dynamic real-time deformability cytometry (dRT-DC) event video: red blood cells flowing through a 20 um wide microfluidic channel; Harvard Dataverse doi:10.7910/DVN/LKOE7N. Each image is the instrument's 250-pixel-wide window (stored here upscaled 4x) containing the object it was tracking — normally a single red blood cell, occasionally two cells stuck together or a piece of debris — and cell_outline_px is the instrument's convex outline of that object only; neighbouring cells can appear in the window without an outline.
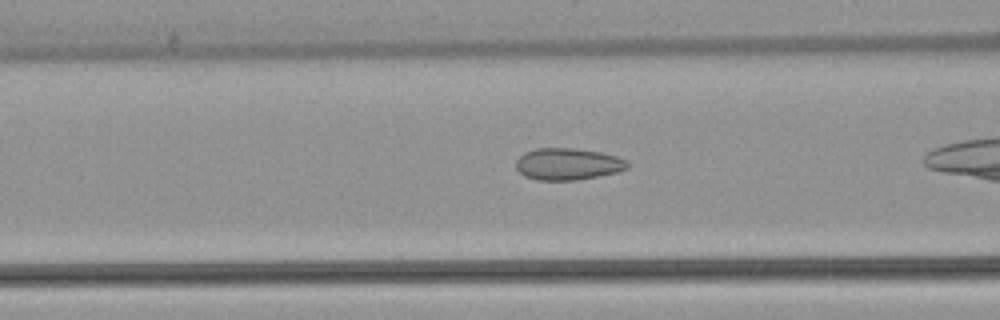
{"species": "common noctule bat (a hibernating species)", "species_latin": "Nyctalus noctula", "temperature_condition": "warm", "stored_images_in_passage": 35, "camera_frame_rate_fps": 3000, "um_per_image_px": 0.085, "animal": {"sex": "female", "body_mass_g": 22.7, "forearm_length_mm": 54.2}, "frame": {"image": 1, "passage_image": 17, "time_ms": 5.333, "image_size_px": [1000, 320], "cell_outline_px": [[628, 168], [616, 172], [600, 176], [576, 180], [536, 180], [524, 176], [516, 168], [516, 160], [524, 152], [536, 148], [572, 148], [600, 152], [616, 156], [628, 160]], "centroid_in_image_um": [48.26, 13.94], "position_along_channel_um": 118.3, "area_um2": 20.75}}
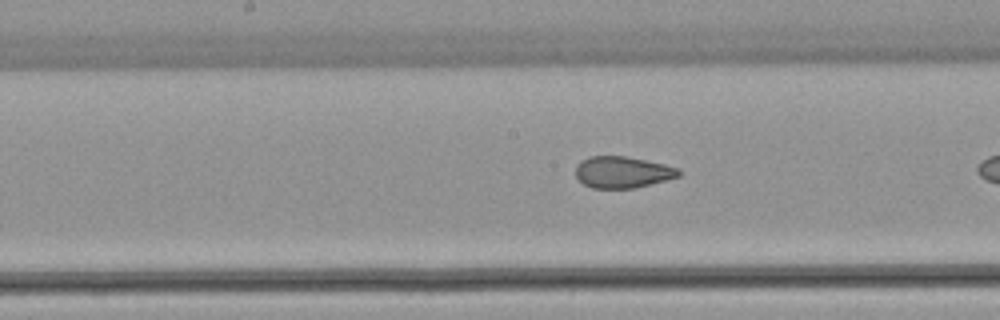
{"frame": {"image": 2, "passage_image": 23, "time_ms": 7.333, "image_size_px": [1000, 320], "cell_outline_px": [[680, 176], [636, 188], [592, 188], [584, 184], [576, 176], [576, 164], [580, 160], [588, 156], [624, 156], [664, 164], [680, 168]], "centroid_in_image_um": [52.9, 14.63], "position_along_channel_um": 195.3, "area_um2": 18.96}}
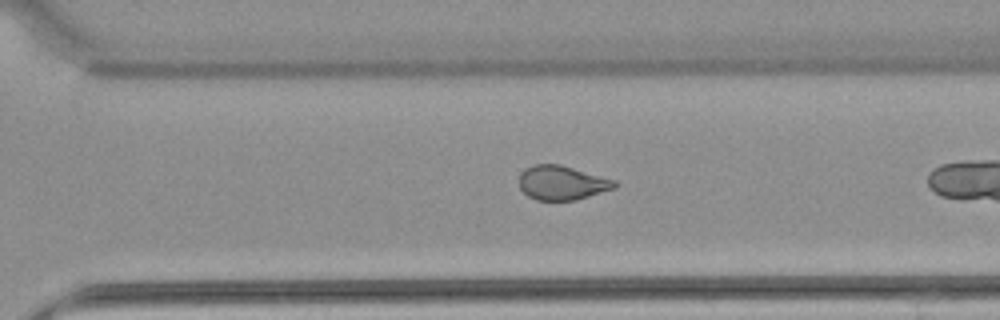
{"frame": {"image": 3, "passage_image": 33, "time_ms": 10.667, "image_size_px": [1000, 320], "cell_outline_px": [[620, 184], [616, 188], [576, 200], [536, 200], [528, 196], [520, 188], [520, 172], [524, 168], [532, 164], [560, 164], [616, 180]], "centroid_in_image_um": [47.79, 15.53], "position_along_channel_um": 322.8, "area_um2": 19.25}}